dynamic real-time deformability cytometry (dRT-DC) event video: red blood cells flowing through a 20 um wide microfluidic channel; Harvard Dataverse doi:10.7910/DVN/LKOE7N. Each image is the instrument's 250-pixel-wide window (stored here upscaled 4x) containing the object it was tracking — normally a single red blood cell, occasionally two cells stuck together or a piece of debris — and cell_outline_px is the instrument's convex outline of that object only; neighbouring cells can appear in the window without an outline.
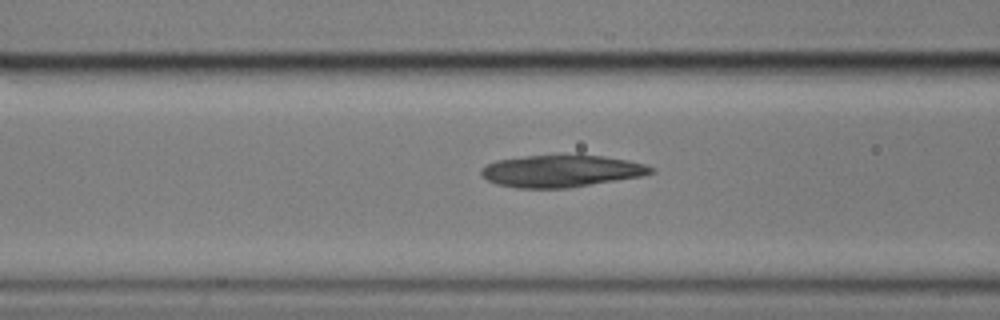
{"species": "common noctule bat (a hibernating species)", "species_latin": "Nyctalus noctula", "temperature_condition": "cold", "stored_images_in_passage": 40, "camera_frame_rate_fps": 3000, "um_per_image_px": 0.085, "animal": {"sex": "male", "body_mass_g": 17.9}, "frame": {"image": 1, "passage_image": 9, "time_ms": 2.667, "image_size_px": [1000, 320], "cell_outline_px": [[656, 172], [640, 176], [568, 188], [516, 188], [496, 184], [488, 180], [480, 172], [480, 168], [496, 160], [524, 156], [604, 156], [628, 160], [644, 164], [656, 168]], "centroid_in_image_um": [47.7, 14.55], "position_along_channel_um": 118.9, "area_um2": 31.39}}
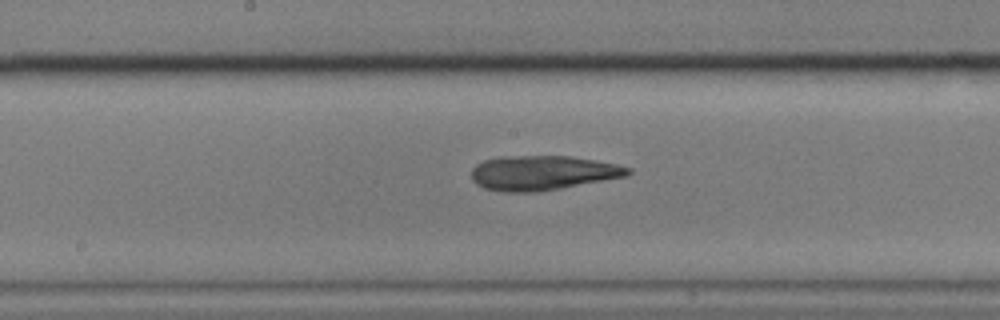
{"frame": {"image": 2, "passage_image": 16, "time_ms": 5.0, "image_size_px": [1000, 320], "cell_outline_px": [[632, 172], [628, 176], [560, 188], [532, 192], [500, 192], [484, 188], [476, 184], [472, 180], [472, 168], [476, 164], [484, 160], [500, 156], [572, 156], [596, 160], [616, 164], [632, 168]], "centroid_in_image_um": [46.12, 14.69], "position_along_channel_um": 202.1, "area_um2": 31.67}}
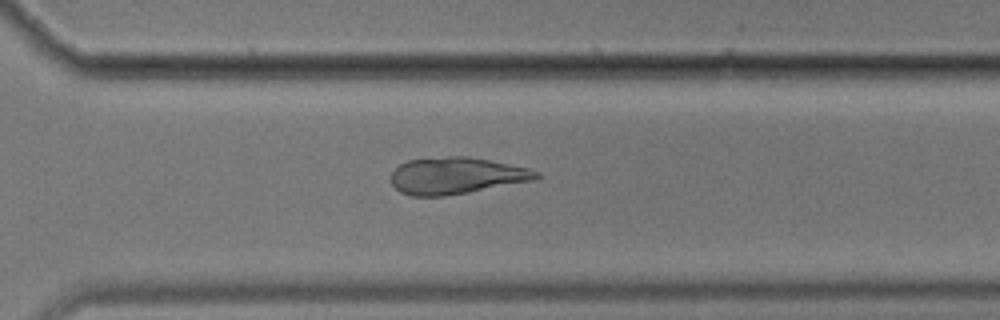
{"frame": {"image": 3, "passage_image": 27, "time_ms": 8.667, "image_size_px": [1000, 320], "cell_outline_px": [[540, 176], [536, 180], [468, 192], [444, 196], [412, 196], [400, 192], [392, 184], [392, 172], [400, 164], [408, 160], [448, 156], [468, 156], [528, 168], [540, 172]], "centroid_in_image_um": [38.79, 14.93], "position_along_channel_um": 331.8, "area_um2": 30.92}}